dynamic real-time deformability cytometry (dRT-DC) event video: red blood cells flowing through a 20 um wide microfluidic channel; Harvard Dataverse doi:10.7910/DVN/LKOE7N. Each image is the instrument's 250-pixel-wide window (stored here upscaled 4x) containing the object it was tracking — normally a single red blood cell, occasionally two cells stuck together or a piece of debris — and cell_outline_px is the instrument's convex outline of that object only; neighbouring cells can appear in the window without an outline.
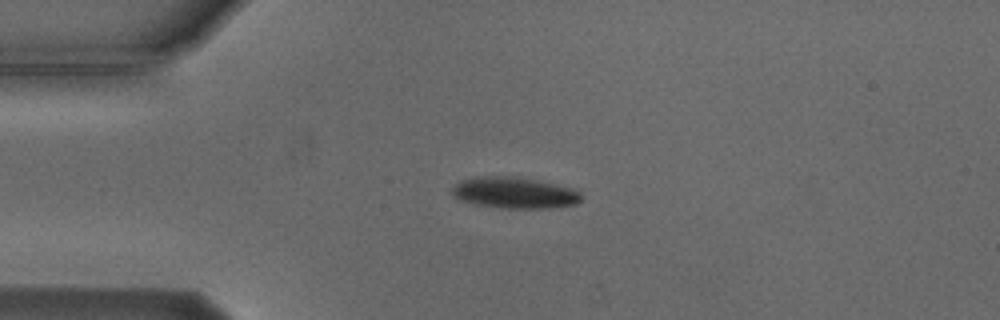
{"species": "Egyptian fruit bat (a non-hibernating species)", "species_latin": "Rousettus aegyptiacus", "temperature_condition": "cold", "stored_images_in_passage": 8, "camera_frame_rate_fps": 3000, "um_per_image_px": 0.085, "animal": {"sex": "male"}, "frame": {"image": 1, "passage_image": 2, "time_ms": 2.0, "image_size_px": [1000, 320], "cell_outline_px": [[580, 200], [576, 204], [548, 208], [500, 208], [472, 204], [460, 200], [452, 192], [452, 188], [460, 180], [472, 176], [516, 176], [536, 180], [572, 188], [580, 192]], "centroid_in_image_um": [43.68, 16.38], "position_along_channel_um": 41.3, "area_um2": 23.58}}
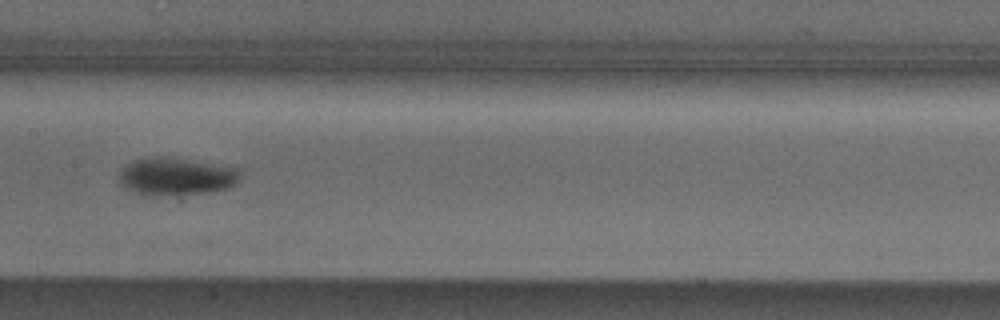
{"frame": {"image": 2, "passage_image": 6, "time_ms": 6.667, "image_size_px": [1000, 320], "cell_outline_px": [[240, 172], [236, 184], [228, 188], [208, 192], [136, 192], [120, 184], [120, 168], [132, 160], [148, 156], [160, 156], [188, 160], [240, 168]], "centroid_in_image_um": [14.98, 14.92], "position_along_channel_um": 192.4, "area_um2": 25.37}}
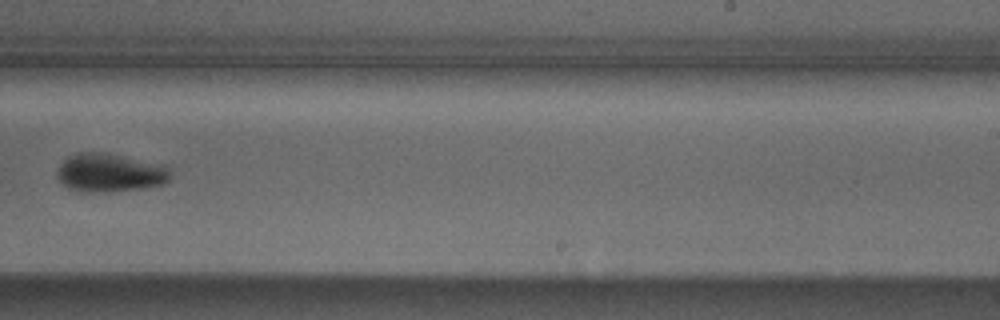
{"frame": {"image": 3, "passage_image": 8, "time_ms": 9.0, "image_size_px": [1000, 320], "cell_outline_px": [[168, 180], [164, 184], [140, 188], [100, 192], [88, 192], [68, 188], [56, 176], [56, 172], [60, 164], [68, 156], [80, 152], [108, 152], [164, 164], [168, 168]], "centroid_in_image_um": [9.32, 14.65], "position_along_channel_um": 279.7, "area_um2": 25.37}}